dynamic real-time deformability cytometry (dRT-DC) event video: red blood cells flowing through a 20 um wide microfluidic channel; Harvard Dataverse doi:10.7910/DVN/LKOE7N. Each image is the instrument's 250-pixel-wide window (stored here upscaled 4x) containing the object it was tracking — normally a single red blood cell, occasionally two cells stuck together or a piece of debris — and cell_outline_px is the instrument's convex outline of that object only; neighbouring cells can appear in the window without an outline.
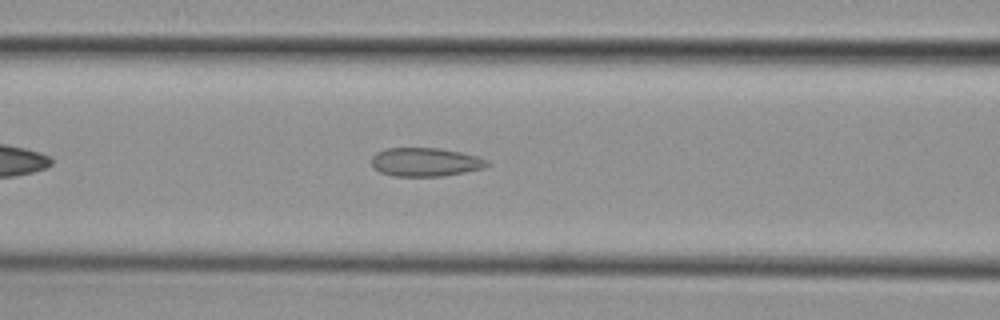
{"species": "common noctule bat (a hibernating species)", "species_latin": "Nyctalus noctula", "temperature_condition": "cold", "stored_images_in_passage": 33, "camera_frame_rate_fps": 3000, "um_per_image_px": 0.085, "animal": {"sex": "female", "body_mass_g": 29.2, "forearm_length_mm": 56.3}, "frame": {"image": 1, "passage_image": 10, "time_ms": 3.0, "image_size_px": [1000, 320], "cell_outline_px": [[492, 164], [484, 168], [444, 176], [392, 176], [380, 172], [372, 168], [372, 156], [376, 152], [388, 148], [440, 148], [460, 152], [476, 156], [488, 160]], "centroid_in_image_um": [36.15, 13.78], "position_along_channel_um": 130.4, "area_um2": 19.42}}
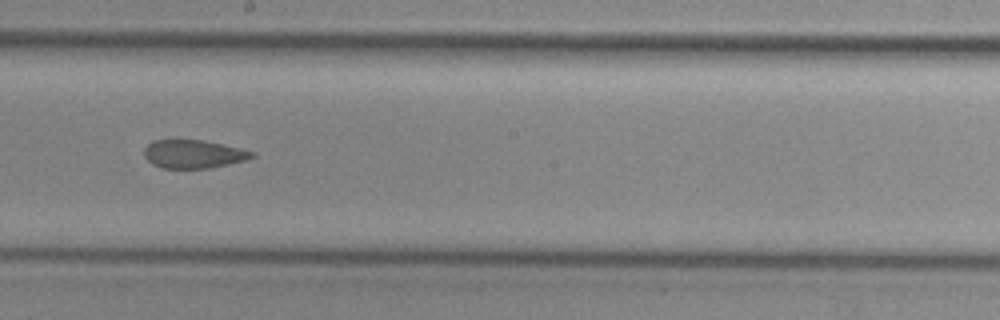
{"frame": {"image": 2, "passage_image": 18, "time_ms": 5.667, "image_size_px": [1000, 320], "cell_outline_px": [[256, 156], [248, 160], [208, 168], [160, 168], [152, 164], [144, 156], [144, 148], [152, 140], [172, 136], [176, 136], [204, 140], [240, 148], [256, 152]], "centroid_in_image_um": [16.4, 13.04], "position_along_channel_um": 231.8, "area_um2": 18.73}}
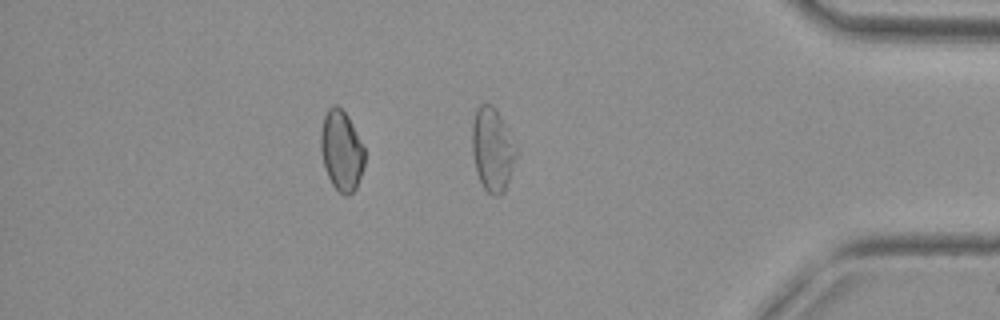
{"frame": {"image": 3, "passage_image": 33, "time_ms": 10.667, "image_size_px": [1000, 320], "cell_outline_px": [[516, 156], [504, 192], [496, 196], [492, 196], [484, 188], [476, 172], [472, 152], [472, 124], [476, 108], [480, 104], [492, 104], [508, 128], [516, 144]], "centroid_in_image_um": [41.84, 12.69], "position_along_channel_um": 393.4, "area_um2": 21.44}, "authors_computed_cell_mechanics": {"area_um2": 19.5364, "velocity_mm_per_s": 3.8063, "shape_relaxation_time_tau1_ms": null, "shape_relaxation_time_tau2_ms": 1.8055, "deformation_change_tau1": null, "deformation_change_tau2": 0.0766}}